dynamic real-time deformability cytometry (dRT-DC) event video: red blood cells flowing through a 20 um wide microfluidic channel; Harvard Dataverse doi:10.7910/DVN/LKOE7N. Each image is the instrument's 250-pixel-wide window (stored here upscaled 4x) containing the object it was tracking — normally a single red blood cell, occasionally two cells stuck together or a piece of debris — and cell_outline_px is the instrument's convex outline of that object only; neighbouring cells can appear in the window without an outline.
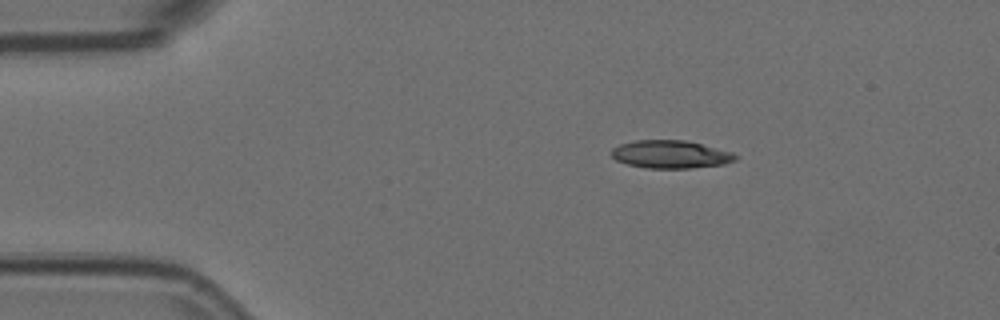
{"species": "Egyptian fruit bat (a non-hibernating species)", "species_latin": "Rousettus aegyptiacus", "temperature_condition": "room temperature", "stored_images_in_passage": 4, "camera_frame_rate_fps": 3000, "um_per_image_px": 0.085, "animal": {"sex": "female"}, "frame": {"image": 1, "passage_image": 2, "time_ms": 0.333, "image_size_px": [1000, 320], "cell_outline_px": [[740, 156], [736, 160], [724, 164], [692, 168], [644, 168], [628, 164], [616, 160], [612, 156], [612, 148], [620, 144], [636, 140], [684, 140], [732, 152]], "centroid_in_image_um": [57.01, 13.12], "position_along_channel_um": 28.0, "area_um2": 20.11}}
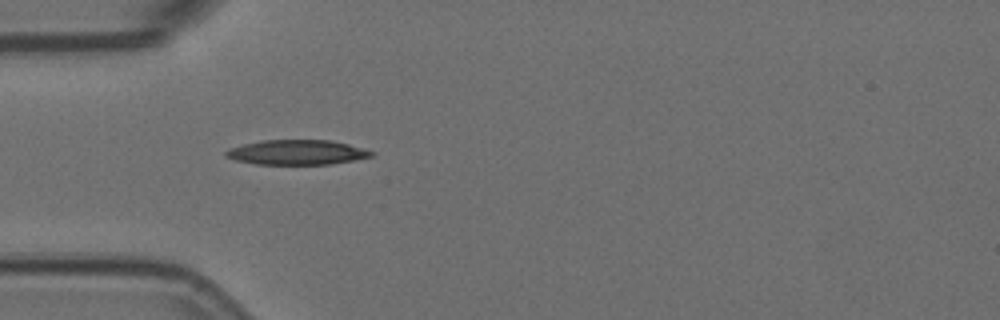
{"frame": {"image": 2, "passage_image": 4, "time_ms": 1.0, "image_size_px": [1000, 320], "cell_outline_px": [[376, 152], [372, 156], [356, 160], [332, 164], [256, 164], [236, 160], [224, 156], [224, 152], [228, 148], [260, 140], [332, 140], [348, 144]], "centroid_in_image_um": [25.24, 12.94], "position_along_channel_um": 59.8, "area_um2": 21.15}}